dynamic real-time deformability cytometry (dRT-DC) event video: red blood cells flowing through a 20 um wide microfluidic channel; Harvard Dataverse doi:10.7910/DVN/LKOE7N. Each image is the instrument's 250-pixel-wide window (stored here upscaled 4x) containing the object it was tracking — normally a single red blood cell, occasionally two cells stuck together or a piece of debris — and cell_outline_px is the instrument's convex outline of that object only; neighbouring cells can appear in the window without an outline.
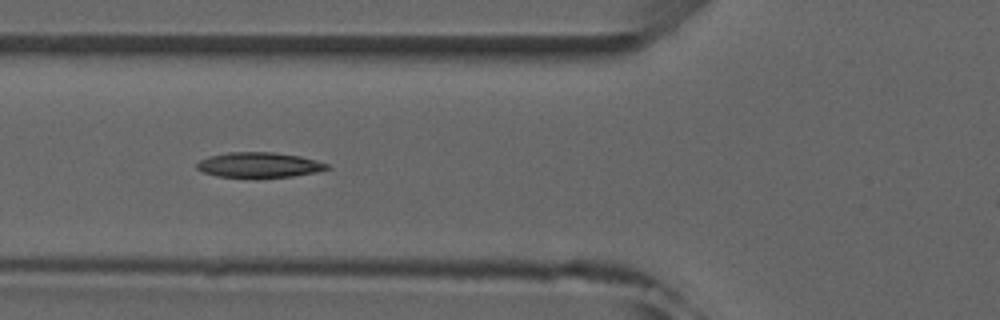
{"species": "common noctule bat (a hibernating species)", "species_latin": "Nyctalus noctula", "temperature_condition": "room temperature", "stored_images_in_passage": 9, "camera_frame_rate_fps": 3000, "um_per_image_px": 0.085, "animal": {"sex": "male", "forearm_length_mm": 52.5}, "frame": {"image": 1, "passage_image": 6, "time_ms": 5.667, "image_size_px": [1000, 320], "cell_outline_px": [[332, 168], [316, 172], [292, 176], [256, 180], [216, 176], [204, 172], [196, 168], [196, 164], [200, 160], [208, 156], [228, 152], [272, 152], [300, 156], [328, 164]], "centroid_in_image_um": [21.99, 14.05], "position_along_channel_um": 103.8, "area_um2": 19.77}}
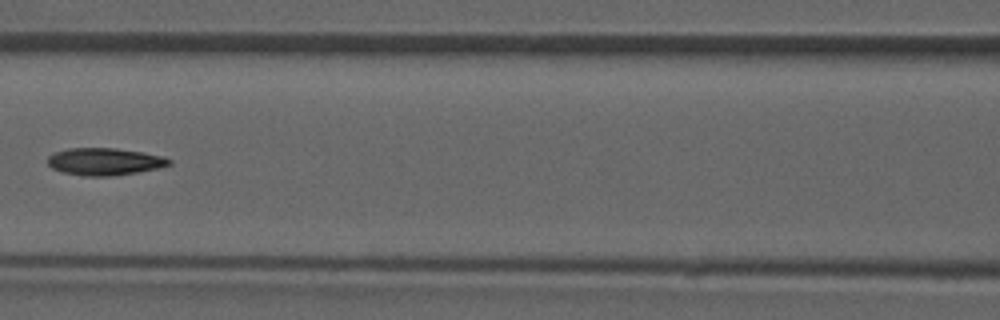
{"frame": {"image": 2, "passage_image": 7, "time_ms": 7.0, "image_size_px": [1000, 320], "cell_outline_px": [[172, 164], [160, 168], [136, 172], [108, 176], [84, 176], [64, 172], [52, 168], [48, 164], [48, 156], [56, 152], [68, 148], [116, 148], [164, 156], [172, 160]], "centroid_in_image_um": [8.92, 13.73], "position_along_channel_um": 157.7, "area_um2": 19.19}}